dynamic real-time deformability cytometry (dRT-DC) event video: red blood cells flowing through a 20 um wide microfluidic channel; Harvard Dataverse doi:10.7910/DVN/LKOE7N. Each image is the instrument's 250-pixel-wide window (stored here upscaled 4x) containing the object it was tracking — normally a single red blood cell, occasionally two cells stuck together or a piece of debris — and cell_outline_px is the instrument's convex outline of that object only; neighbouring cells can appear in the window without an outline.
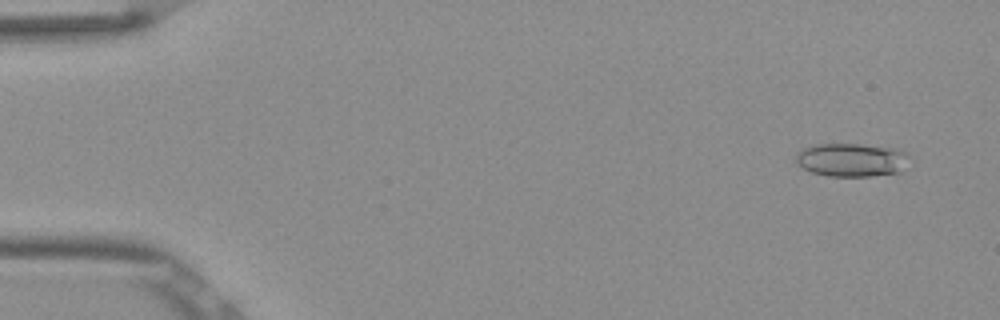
{"species": "Egyptian fruit bat (a non-hibernating species)", "species_latin": "Rousettus aegyptiacus", "temperature_condition": "room temperature", "stored_images_in_passage": 53, "camera_frame_rate_fps": 3000, "um_per_image_px": 0.085, "frame": {"image": 1, "passage_image": 4, "time_ms": 1.0, "image_size_px": [1000, 320], "cell_outline_px": [[908, 156], [900, 172], [872, 176], [828, 176], [812, 172], [804, 168], [796, 160], [796, 156], [804, 148], [816, 144], [860, 144], [896, 148], [904, 152]], "centroid_in_image_um": [72.38, 13.59], "position_along_channel_um": 12.6, "area_um2": 21.73}}
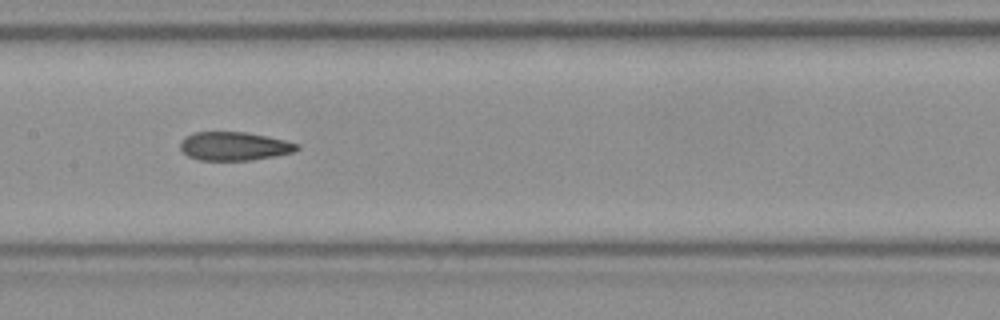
{"frame": {"image": 2, "passage_image": 27, "time_ms": 8.667, "image_size_px": [1000, 320], "cell_outline_px": [[300, 148], [292, 152], [276, 156], [252, 160], [196, 160], [188, 156], [180, 148], [180, 140], [184, 136], [196, 132], [244, 132], [268, 136], [300, 144]], "centroid_in_image_um": [19.9, 12.42], "position_along_channel_um": 187.5, "area_um2": 19.54}}
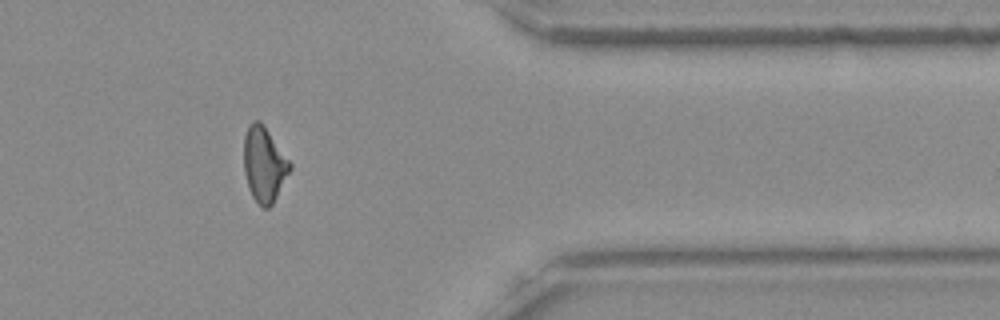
{"frame": {"image": 3, "passage_image": 44, "time_ms": 14.333, "image_size_px": [1000, 320], "cell_outline_px": [[292, 168], [272, 204], [268, 208], [264, 208], [252, 196], [248, 188], [244, 172], [244, 136], [248, 124], [252, 120], [260, 120], [264, 124], [292, 164]], "centroid_in_image_um": [22.44, 13.93], "position_along_channel_um": 389.0, "area_um2": 20.23}, "authors_computed_cell_mechanics": {"area_um2": 20.1722, "velocity_mm_per_s": 3.8781, "shape_relaxation_time_tau1_ms": null, "shape_relaxation_time_tau2_ms": 3.1662, "deformation_change_tau1": null, "deformation_change_tau2": 0.1083}}